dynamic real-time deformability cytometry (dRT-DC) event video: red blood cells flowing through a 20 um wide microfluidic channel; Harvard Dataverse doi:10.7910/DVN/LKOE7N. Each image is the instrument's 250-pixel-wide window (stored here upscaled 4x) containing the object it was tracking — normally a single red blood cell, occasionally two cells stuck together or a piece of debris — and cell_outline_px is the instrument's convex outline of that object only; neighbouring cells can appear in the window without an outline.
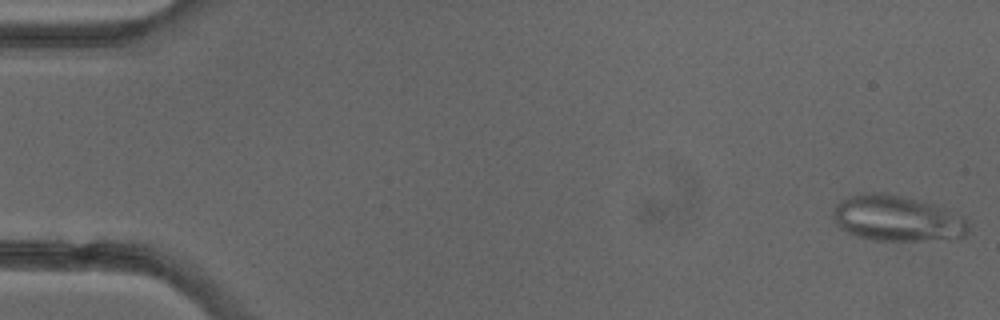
{"species": "common noctule bat (a hibernating species)", "species_latin": "Nyctalus noctula", "temperature_condition": "cold", "stored_images_in_passage": 4, "camera_frame_rate_fps": 3000, "um_per_image_px": 0.085, "animal": {"sex": "female"}, "frame": {"image": 1, "passage_image": 1, "time_ms": 0.0, "image_size_px": [1000, 320], "cell_outline_px": [[968, 232], [964, 236], [956, 240], [872, 240], [856, 236], [840, 228], [836, 224], [832, 216], [832, 212], [836, 204], [852, 196], [864, 192], [888, 192], [920, 200], [944, 208], [964, 216], [968, 220]], "centroid_in_image_um": [76.29, 18.57], "position_along_channel_um": 8.7, "area_um2": 36.53}}